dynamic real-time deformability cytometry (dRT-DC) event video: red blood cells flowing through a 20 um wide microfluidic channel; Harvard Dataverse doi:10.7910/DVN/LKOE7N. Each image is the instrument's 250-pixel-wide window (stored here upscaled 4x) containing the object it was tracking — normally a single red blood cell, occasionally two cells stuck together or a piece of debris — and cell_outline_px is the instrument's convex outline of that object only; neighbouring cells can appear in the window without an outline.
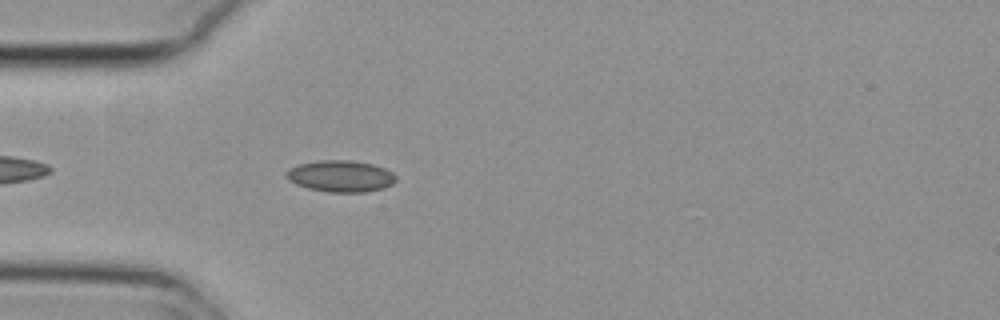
{"species": "common noctule bat (a hibernating species)", "species_latin": "Nyctalus noctula", "temperature_condition": "cold", "stored_images_in_passage": 40, "camera_frame_rate_fps": 3000, "um_per_image_px": 0.085, "animal": {"sex": "female", "body_mass_g": 29.2, "forearm_length_mm": 56.3}, "frame": {"image": 1, "passage_image": 2, "time_ms": 0.333, "image_size_px": [1000, 320], "cell_outline_px": [[396, 180], [392, 184], [384, 188], [364, 192], [328, 192], [308, 188], [296, 184], [288, 180], [284, 176], [284, 172], [288, 168], [300, 164], [320, 160], [352, 160], [372, 164], [384, 168], [392, 172], [396, 176]], "centroid_in_image_um": [28.93, 14.97], "position_along_channel_um": 56.1, "area_um2": 20.29}}
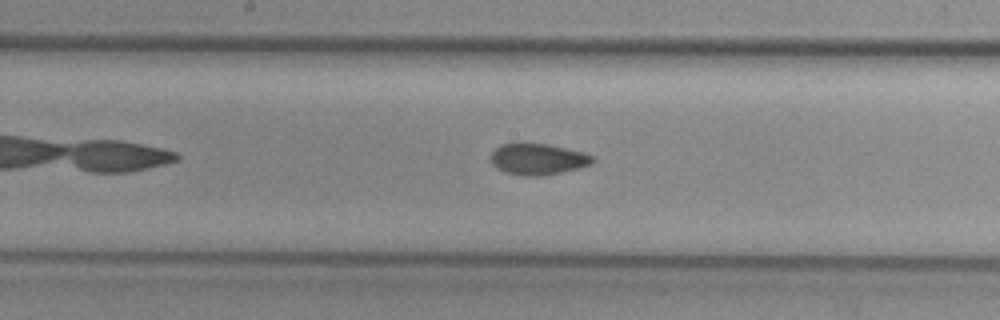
{"frame": {"image": 2, "passage_image": 14, "time_ms": 4.333, "image_size_px": [1000, 320], "cell_outline_px": [[596, 160], [592, 164], [580, 168], [540, 176], [524, 176], [508, 172], [492, 164], [492, 152], [500, 144], [548, 144], [584, 152], [592, 156]], "centroid_in_image_um": [45.78, 13.53], "position_along_channel_um": 202.4, "area_um2": 18.21}}
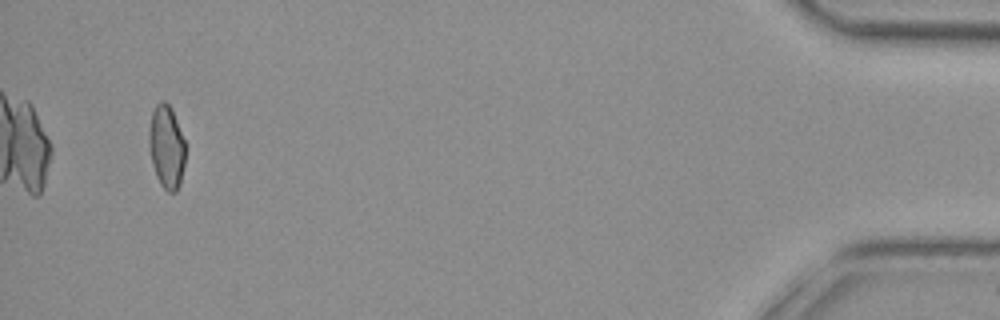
{"frame": {"image": 3, "passage_image": 38, "time_ms": 12.333, "image_size_px": [1000, 320], "cell_outline_px": [[184, 164], [180, 184], [176, 192], [168, 192], [160, 184], [156, 176], [152, 164], [148, 144], [148, 128], [152, 112], [156, 104], [160, 100], [164, 100], [172, 108], [184, 140]], "centroid_in_image_um": [14.13, 12.46], "position_along_channel_um": 421.1, "area_um2": 17.8}, "authors_computed_cell_mechanics": {"area_um2": 18.3226, "velocity_mm_per_s": 3.7888, "shape_relaxation_time_tau1_ms": null, "shape_relaxation_time_tau2_ms": 2.4503, "deformation_change_tau1": null, "deformation_change_tau2": 0.0794}}